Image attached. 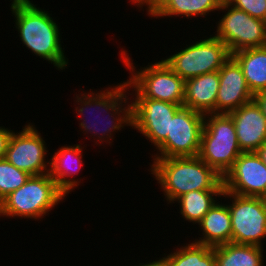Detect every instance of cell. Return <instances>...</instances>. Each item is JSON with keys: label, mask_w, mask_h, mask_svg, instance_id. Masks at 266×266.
<instances>
[{"label": "cell", "mask_w": 266, "mask_h": 266, "mask_svg": "<svg viewBox=\"0 0 266 266\" xmlns=\"http://www.w3.org/2000/svg\"><path fill=\"white\" fill-rule=\"evenodd\" d=\"M128 91L129 93H131L130 89L128 88L127 81H124L123 83L115 85L112 88L108 87L103 91H98L97 93H93V91L91 92L90 89L89 93L84 92L76 94L75 103L78 105V107H76L75 110L76 113L78 112V118H81L80 120L83 119L79 123V127L83 131L82 133H84V135L92 133L90 134V136L92 137L93 135V139L95 136V145H102L104 141L106 142V144L109 143L110 145L112 143L110 140L113 139L112 137L114 136L113 132L121 131L120 129H123L124 126L132 127V103H129L128 101L131 100L128 98V96L130 95L128 94ZM92 110H94L95 112L97 110L98 111L95 113ZM88 111H92L91 114L93 115L99 113V111L100 113L106 112V114L109 116L108 118L105 114V119H107L105 121L106 125L104 126L106 127H102V131L99 127L101 124H103L101 123V121H99L101 119L97 120L96 117V119L94 118L93 121H90L91 119L88 120L84 118L86 117L85 114L88 113ZM99 115H97L98 118H100ZM102 121H104V119H102ZM96 137L98 138L96 139ZM97 142H100V144Z\"/></svg>", "instance_id": "cell-1"}, {"label": "cell", "mask_w": 266, "mask_h": 266, "mask_svg": "<svg viewBox=\"0 0 266 266\" xmlns=\"http://www.w3.org/2000/svg\"><path fill=\"white\" fill-rule=\"evenodd\" d=\"M10 1L14 26L23 45L36 56L53 63L56 69L67 68L68 58L61 45L60 29L52 14L30 0Z\"/></svg>", "instance_id": "cell-2"}, {"label": "cell", "mask_w": 266, "mask_h": 266, "mask_svg": "<svg viewBox=\"0 0 266 266\" xmlns=\"http://www.w3.org/2000/svg\"><path fill=\"white\" fill-rule=\"evenodd\" d=\"M149 169L167 204L193 190H224L223 177L198 156L153 158Z\"/></svg>", "instance_id": "cell-3"}, {"label": "cell", "mask_w": 266, "mask_h": 266, "mask_svg": "<svg viewBox=\"0 0 266 266\" xmlns=\"http://www.w3.org/2000/svg\"><path fill=\"white\" fill-rule=\"evenodd\" d=\"M65 196L49 173L30 176L25 184L0 202V217L42 219Z\"/></svg>", "instance_id": "cell-4"}, {"label": "cell", "mask_w": 266, "mask_h": 266, "mask_svg": "<svg viewBox=\"0 0 266 266\" xmlns=\"http://www.w3.org/2000/svg\"><path fill=\"white\" fill-rule=\"evenodd\" d=\"M120 57L130 71L127 79L130 95L135 98H149L183 105L185 96V80L176 74L164 60L147 65L136 71L132 58L126 50H121ZM132 70V71H131ZM135 93V94H134Z\"/></svg>", "instance_id": "cell-5"}, {"label": "cell", "mask_w": 266, "mask_h": 266, "mask_svg": "<svg viewBox=\"0 0 266 266\" xmlns=\"http://www.w3.org/2000/svg\"><path fill=\"white\" fill-rule=\"evenodd\" d=\"M241 153L232 118L205 114L198 157L223 177Z\"/></svg>", "instance_id": "cell-6"}, {"label": "cell", "mask_w": 266, "mask_h": 266, "mask_svg": "<svg viewBox=\"0 0 266 266\" xmlns=\"http://www.w3.org/2000/svg\"><path fill=\"white\" fill-rule=\"evenodd\" d=\"M228 47L210 35L163 59L183 80L217 72L231 58Z\"/></svg>", "instance_id": "cell-7"}, {"label": "cell", "mask_w": 266, "mask_h": 266, "mask_svg": "<svg viewBox=\"0 0 266 266\" xmlns=\"http://www.w3.org/2000/svg\"><path fill=\"white\" fill-rule=\"evenodd\" d=\"M219 10L225 13L212 35L220 39L231 54L242 49L266 46V23L263 20L233 7L226 0H223Z\"/></svg>", "instance_id": "cell-8"}, {"label": "cell", "mask_w": 266, "mask_h": 266, "mask_svg": "<svg viewBox=\"0 0 266 266\" xmlns=\"http://www.w3.org/2000/svg\"><path fill=\"white\" fill-rule=\"evenodd\" d=\"M228 208L232 221V242L263 247L266 237V198L241 196L227 191Z\"/></svg>", "instance_id": "cell-9"}, {"label": "cell", "mask_w": 266, "mask_h": 266, "mask_svg": "<svg viewBox=\"0 0 266 266\" xmlns=\"http://www.w3.org/2000/svg\"><path fill=\"white\" fill-rule=\"evenodd\" d=\"M205 114L181 107L171 119L170 133L151 158L198 156Z\"/></svg>", "instance_id": "cell-10"}, {"label": "cell", "mask_w": 266, "mask_h": 266, "mask_svg": "<svg viewBox=\"0 0 266 266\" xmlns=\"http://www.w3.org/2000/svg\"><path fill=\"white\" fill-rule=\"evenodd\" d=\"M34 124L27 123L20 132L13 131L5 159L31 176L49 173L47 148Z\"/></svg>", "instance_id": "cell-11"}, {"label": "cell", "mask_w": 266, "mask_h": 266, "mask_svg": "<svg viewBox=\"0 0 266 266\" xmlns=\"http://www.w3.org/2000/svg\"><path fill=\"white\" fill-rule=\"evenodd\" d=\"M132 128L138 130L156 148L170 133L171 119L183 106L167 101L132 98Z\"/></svg>", "instance_id": "cell-12"}, {"label": "cell", "mask_w": 266, "mask_h": 266, "mask_svg": "<svg viewBox=\"0 0 266 266\" xmlns=\"http://www.w3.org/2000/svg\"><path fill=\"white\" fill-rule=\"evenodd\" d=\"M224 191L266 198V165L256 152H242L223 176Z\"/></svg>", "instance_id": "cell-13"}, {"label": "cell", "mask_w": 266, "mask_h": 266, "mask_svg": "<svg viewBox=\"0 0 266 266\" xmlns=\"http://www.w3.org/2000/svg\"><path fill=\"white\" fill-rule=\"evenodd\" d=\"M219 81L216 114H229L253 100L242 68L232 56L219 70Z\"/></svg>", "instance_id": "cell-14"}, {"label": "cell", "mask_w": 266, "mask_h": 266, "mask_svg": "<svg viewBox=\"0 0 266 266\" xmlns=\"http://www.w3.org/2000/svg\"><path fill=\"white\" fill-rule=\"evenodd\" d=\"M235 125L242 152H256L266 141V118L253 99L228 114Z\"/></svg>", "instance_id": "cell-15"}, {"label": "cell", "mask_w": 266, "mask_h": 266, "mask_svg": "<svg viewBox=\"0 0 266 266\" xmlns=\"http://www.w3.org/2000/svg\"><path fill=\"white\" fill-rule=\"evenodd\" d=\"M84 147L85 146L82 147L81 144L61 146L57 152L55 151L53 155H51L49 174L65 195L75 190L74 188L79 185V182L81 183L79 178L72 179L70 177H74V175L78 174L83 166L82 152ZM72 166L76 167L74 168Z\"/></svg>", "instance_id": "cell-16"}, {"label": "cell", "mask_w": 266, "mask_h": 266, "mask_svg": "<svg viewBox=\"0 0 266 266\" xmlns=\"http://www.w3.org/2000/svg\"><path fill=\"white\" fill-rule=\"evenodd\" d=\"M219 85V71L185 80L183 107L203 114H216V100Z\"/></svg>", "instance_id": "cell-17"}, {"label": "cell", "mask_w": 266, "mask_h": 266, "mask_svg": "<svg viewBox=\"0 0 266 266\" xmlns=\"http://www.w3.org/2000/svg\"><path fill=\"white\" fill-rule=\"evenodd\" d=\"M219 202L198 223L203 236L195 239L194 243L213 248L232 242V221L228 204Z\"/></svg>", "instance_id": "cell-18"}, {"label": "cell", "mask_w": 266, "mask_h": 266, "mask_svg": "<svg viewBox=\"0 0 266 266\" xmlns=\"http://www.w3.org/2000/svg\"><path fill=\"white\" fill-rule=\"evenodd\" d=\"M223 0H152L146 8L148 16L159 17H205L219 11ZM183 15V16H182Z\"/></svg>", "instance_id": "cell-19"}, {"label": "cell", "mask_w": 266, "mask_h": 266, "mask_svg": "<svg viewBox=\"0 0 266 266\" xmlns=\"http://www.w3.org/2000/svg\"><path fill=\"white\" fill-rule=\"evenodd\" d=\"M232 57L241 66L253 95L266 90V46L236 51Z\"/></svg>", "instance_id": "cell-20"}, {"label": "cell", "mask_w": 266, "mask_h": 266, "mask_svg": "<svg viewBox=\"0 0 266 266\" xmlns=\"http://www.w3.org/2000/svg\"><path fill=\"white\" fill-rule=\"evenodd\" d=\"M264 248L229 242L214 247L216 266H264Z\"/></svg>", "instance_id": "cell-21"}, {"label": "cell", "mask_w": 266, "mask_h": 266, "mask_svg": "<svg viewBox=\"0 0 266 266\" xmlns=\"http://www.w3.org/2000/svg\"><path fill=\"white\" fill-rule=\"evenodd\" d=\"M159 259L162 266H216L214 247L189 242Z\"/></svg>", "instance_id": "cell-22"}, {"label": "cell", "mask_w": 266, "mask_h": 266, "mask_svg": "<svg viewBox=\"0 0 266 266\" xmlns=\"http://www.w3.org/2000/svg\"><path fill=\"white\" fill-rule=\"evenodd\" d=\"M223 191L193 190L180 196L175 202L179 203V213L185 221L198 224L218 201L216 197H222Z\"/></svg>", "instance_id": "cell-23"}, {"label": "cell", "mask_w": 266, "mask_h": 266, "mask_svg": "<svg viewBox=\"0 0 266 266\" xmlns=\"http://www.w3.org/2000/svg\"><path fill=\"white\" fill-rule=\"evenodd\" d=\"M30 176L10 164L5 158L0 159V202L25 184Z\"/></svg>", "instance_id": "cell-24"}, {"label": "cell", "mask_w": 266, "mask_h": 266, "mask_svg": "<svg viewBox=\"0 0 266 266\" xmlns=\"http://www.w3.org/2000/svg\"><path fill=\"white\" fill-rule=\"evenodd\" d=\"M233 7L243 10L248 15L263 20L266 14V0H226Z\"/></svg>", "instance_id": "cell-25"}, {"label": "cell", "mask_w": 266, "mask_h": 266, "mask_svg": "<svg viewBox=\"0 0 266 266\" xmlns=\"http://www.w3.org/2000/svg\"><path fill=\"white\" fill-rule=\"evenodd\" d=\"M13 130L8 128L5 129V126L0 127V159L5 158L6 151L12 136Z\"/></svg>", "instance_id": "cell-26"}, {"label": "cell", "mask_w": 266, "mask_h": 266, "mask_svg": "<svg viewBox=\"0 0 266 266\" xmlns=\"http://www.w3.org/2000/svg\"><path fill=\"white\" fill-rule=\"evenodd\" d=\"M253 99L256 101V103L261 108V111L263 115L266 118V90L261 91L254 95Z\"/></svg>", "instance_id": "cell-27"}, {"label": "cell", "mask_w": 266, "mask_h": 266, "mask_svg": "<svg viewBox=\"0 0 266 266\" xmlns=\"http://www.w3.org/2000/svg\"><path fill=\"white\" fill-rule=\"evenodd\" d=\"M257 155L266 165V141L260 146V148L256 151Z\"/></svg>", "instance_id": "cell-28"}, {"label": "cell", "mask_w": 266, "mask_h": 266, "mask_svg": "<svg viewBox=\"0 0 266 266\" xmlns=\"http://www.w3.org/2000/svg\"><path fill=\"white\" fill-rule=\"evenodd\" d=\"M133 4L137 5V7L141 8L142 6H147L152 0H130Z\"/></svg>", "instance_id": "cell-29"}, {"label": "cell", "mask_w": 266, "mask_h": 266, "mask_svg": "<svg viewBox=\"0 0 266 266\" xmlns=\"http://www.w3.org/2000/svg\"><path fill=\"white\" fill-rule=\"evenodd\" d=\"M149 262V263H148ZM146 264L144 263H139V265H134V266H162L159 262V260H153V262L148 261Z\"/></svg>", "instance_id": "cell-30"}]
</instances>
